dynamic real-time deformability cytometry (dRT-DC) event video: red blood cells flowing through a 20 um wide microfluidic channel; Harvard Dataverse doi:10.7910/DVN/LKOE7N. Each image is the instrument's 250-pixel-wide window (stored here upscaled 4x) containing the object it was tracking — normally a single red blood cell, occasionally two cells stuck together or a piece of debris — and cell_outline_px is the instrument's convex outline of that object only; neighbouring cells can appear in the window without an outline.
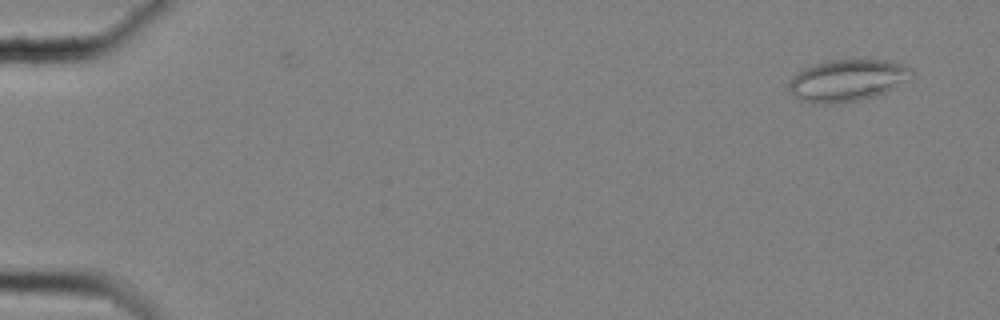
{"species": "common noctule bat (a hibernating species)", "species_latin": "Nyctalus noctula", "temperature_condition": "cold", "stored_images_in_passage": 5, "camera_frame_rate_fps": 3000, "um_per_image_px": 0.085, "animal": {"sex": "female", "body_mass_g": 25.1}, "frame": {"image": 1, "passage_image": 4, "time_ms": 1.0, "image_size_px": [1000, 320], "cell_outline_px": [[912, 80], [896, 88], [860, 100], [836, 104], [812, 104], [796, 100], [788, 92], [788, 80], [792, 76], [804, 68], [812, 64], [828, 60], [852, 56], [888, 60], [908, 64], [912, 68]], "centroid_in_image_um": [72.03, 6.79], "position_along_channel_um": 13.0, "area_um2": 31.73}}